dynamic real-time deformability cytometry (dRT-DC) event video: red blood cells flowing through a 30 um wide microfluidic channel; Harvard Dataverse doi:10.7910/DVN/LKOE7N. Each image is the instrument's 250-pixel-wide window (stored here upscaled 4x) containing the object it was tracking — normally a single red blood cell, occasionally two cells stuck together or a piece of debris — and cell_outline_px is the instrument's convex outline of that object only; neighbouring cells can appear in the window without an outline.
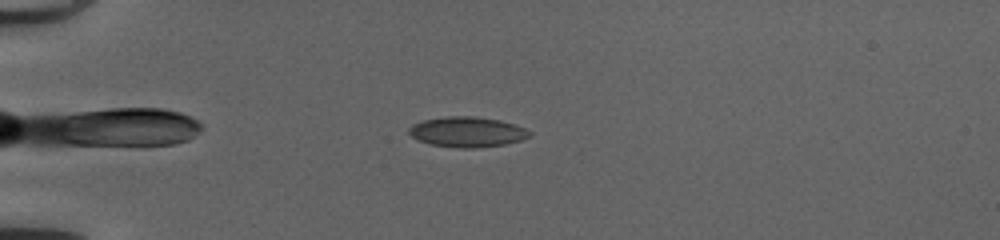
{"species": "common noctule bat (a hibernating species)", "species_latin": "Nyctalus noctula", "temperature_condition": "cold", "stored_images_in_passage": 42, "camera_frame_rate_fps": 3000, "um_per_image_px": 0.085, "animal": {"sex": "female", "body_mass_g": 20.0, "forearm_length_mm": 54.0}, "frame": {"image": 1, "passage_image": 7, "time_ms": 2.0, "image_size_px": [1000, 240], "cell_outline_px": [[532, 132], [528, 136], [520, 140], [504, 144], [476, 148], [464, 148], [432, 144], [416, 140], [408, 132], [408, 128], [412, 124], [424, 120], [448, 116], [472, 116], [500, 120], [524, 128]], "centroid_in_image_um": [39.67, 11.21], "position_along_channel_um": 45.3, "area_um2": 20.98}}
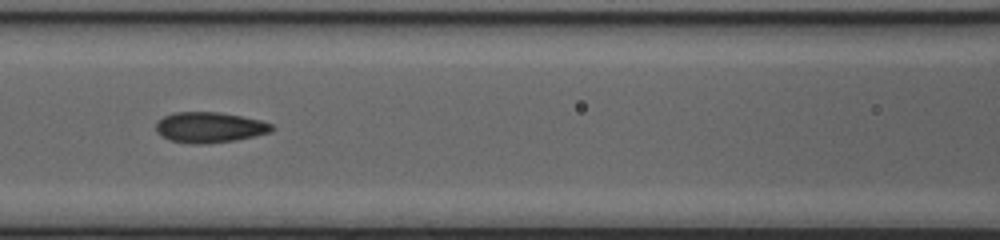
{"frame": {"image": 2, "passage_image": 17, "time_ms": 5.333, "image_size_px": [1000, 240], "cell_outline_px": [[276, 128], [272, 132], [236, 140], [208, 144], [192, 144], [172, 140], [156, 132], [156, 124], [164, 116], [172, 112], [220, 112], [260, 120], [272, 124]], "centroid_in_image_um": [17.85, 10.83], "position_along_channel_um": 148.7, "area_um2": 20.63}}
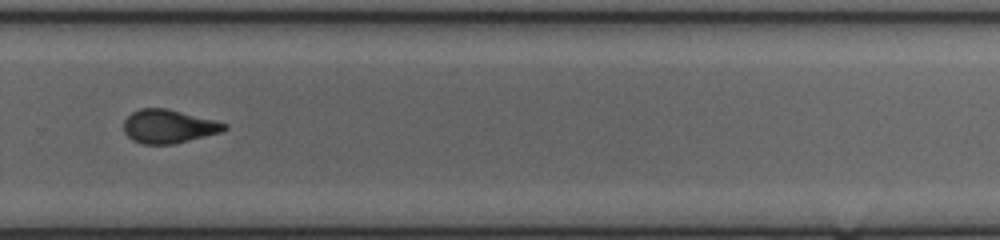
{"frame": {"image": 3, "passage_image": 29, "time_ms": 9.333, "image_size_px": [1000, 240], "cell_outline_px": [[228, 128], [220, 132], [172, 144], [144, 144], [132, 140], [124, 132], [124, 120], [132, 112], [140, 108], [168, 108], [228, 124]], "centroid_in_image_um": [14.3, 10.73], "position_along_channel_um": 315.5, "area_um2": 19.48}, "authors_computed_cell_mechanics": {"area_um2": 20.4901, "velocity_mm_per_s": 4.1821, "shape_relaxation_time_tau1_ms": 3.3333, "shape_relaxation_time_tau2_ms": 1.4752, "deformation_change_tau1": 0.1216, "deformation_change_tau2": 0.0674}}